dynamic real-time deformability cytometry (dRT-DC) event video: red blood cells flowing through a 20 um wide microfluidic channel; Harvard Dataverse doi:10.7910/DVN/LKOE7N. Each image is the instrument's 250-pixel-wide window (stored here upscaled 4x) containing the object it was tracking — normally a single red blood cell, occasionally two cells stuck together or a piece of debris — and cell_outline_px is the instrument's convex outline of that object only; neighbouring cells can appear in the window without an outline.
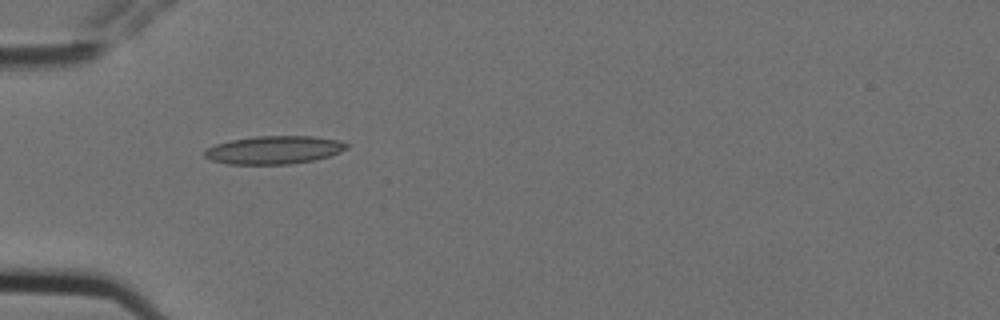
{"species": "Egyptian fruit bat (a non-hibernating species)", "species_latin": "Rousettus aegyptiacus", "temperature_condition": "cold", "stored_images_in_passage": 1, "camera_frame_rate_fps": 3000, "um_per_image_px": 0.085, "animal": {"sex": "female"}, "frame": {"image": 1, "passage_image": 1, "time_ms": 0.0, "image_size_px": [1000, 320], "cell_outline_px": [[348, 148], [340, 152], [328, 156], [312, 160], [288, 164], [228, 164], [212, 160], [204, 156], [204, 152], [208, 148], [216, 144], [232, 140], [256, 136], [312, 136], [340, 140], [348, 144]], "centroid_in_image_um": [23.31, 12.74], "position_along_channel_um": 61.7, "area_um2": 23.06}}